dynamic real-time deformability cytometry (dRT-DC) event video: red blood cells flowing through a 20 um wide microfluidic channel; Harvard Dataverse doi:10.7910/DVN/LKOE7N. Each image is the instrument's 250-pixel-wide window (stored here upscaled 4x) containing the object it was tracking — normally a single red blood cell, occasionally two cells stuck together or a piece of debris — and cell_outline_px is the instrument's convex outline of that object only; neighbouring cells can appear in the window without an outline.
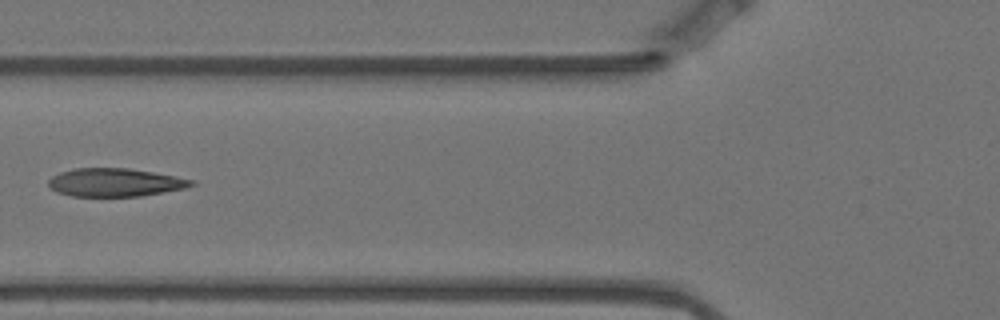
{"species": "Egyptian fruit bat (a non-hibernating species)", "species_latin": "Rousettus aegyptiacus", "temperature_condition": "warm", "stored_images_in_passage": 6, "camera_frame_rate_fps": 3000, "um_per_image_px": 0.085, "animal": {"sex": "female"}, "frame": {"image": 1, "passage_image": 5, "time_ms": 1.333, "image_size_px": [1000, 320], "cell_outline_px": [[196, 184], [184, 188], [140, 196], [72, 196], [56, 192], [48, 188], [48, 180], [52, 176], [60, 172], [72, 168], [128, 168], [152, 172], [196, 180]], "centroid_in_image_um": [9.73, 15.5], "position_along_channel_um": 116.1, "area_um2": 23.52}}
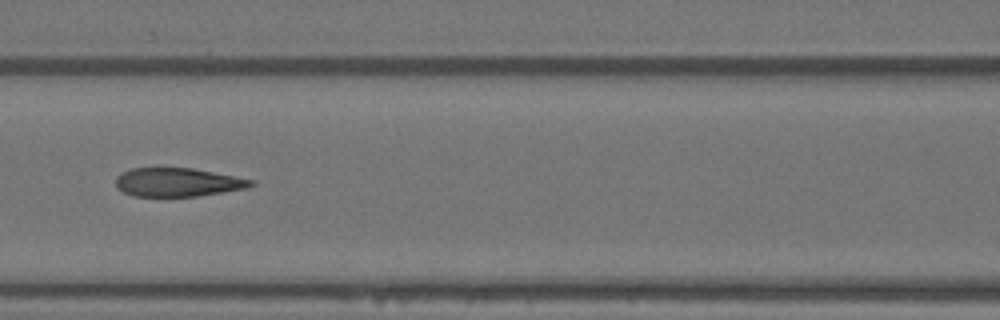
{"frame": {"image": 2, "passage_image": 6, "time_ms": 1.667, "image_size_px": [1000, 320], "cell_outline_px": [[256, 184], [248, 188], [200, 196], [132, 196], [116, 188], [116, 176], [132, 168], [192, 168], [256, 180]], "centroid_in_image_um": [15.14, 15.5], "position_along_channel_um": 151.5, "area_um2": 22.66}}